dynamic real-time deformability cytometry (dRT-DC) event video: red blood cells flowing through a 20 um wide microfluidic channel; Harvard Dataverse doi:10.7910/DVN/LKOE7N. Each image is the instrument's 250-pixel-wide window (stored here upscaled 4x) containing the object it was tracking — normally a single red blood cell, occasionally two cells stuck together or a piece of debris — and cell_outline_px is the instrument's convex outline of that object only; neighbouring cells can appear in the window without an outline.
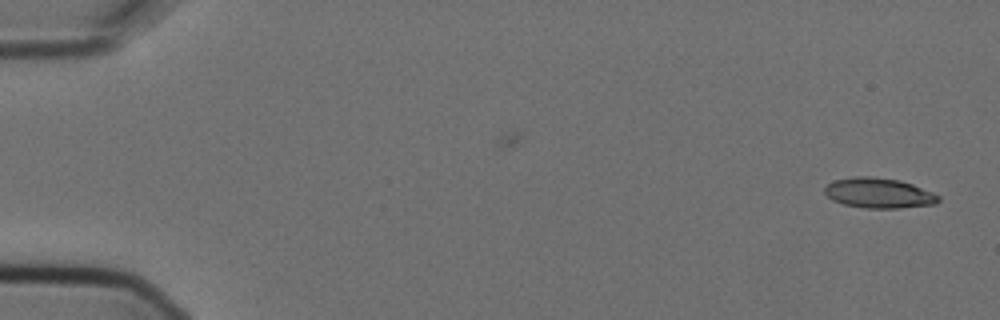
{"species": "Egyptian fruit bat (a non-hibernating species)", "species_latin": "Rousettus aegyptiacus", "temperature_condition": "cold", "stored_images_in_passage": 3, "camera_frame_rate_fps": 3000, "um_per_image_px": 0.085, "animal": {"sex": "female"}, "frame": {"image": 1, "passage_image": 3, "time_ms": 0.667, "image_size_px": [1000, 320], "cell_outline_px": [[940, 200], [936, 204], [900, 208], [864, 208], [844, 204], [832, 200], [824, 192], [824, 188], [828, 184], [836, 180], [856, 176], [872, 176], [900, 180], [912, 184], [932, 192], [940, 196]], "centroid_in_image_um": [74.71, 16.41], "position_along_channel_um": 10.3, "area_um2": 20.0}}